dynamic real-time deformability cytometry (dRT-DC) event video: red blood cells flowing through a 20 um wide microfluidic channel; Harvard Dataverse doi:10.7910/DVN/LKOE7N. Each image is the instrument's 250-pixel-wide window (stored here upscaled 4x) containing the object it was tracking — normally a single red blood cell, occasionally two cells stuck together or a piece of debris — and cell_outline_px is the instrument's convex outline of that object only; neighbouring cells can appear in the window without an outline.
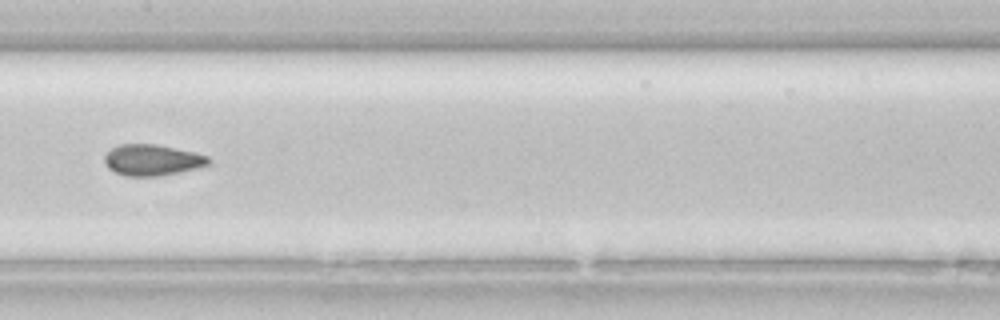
{"species": "common noctule bat (a hibernating species)", "species_latin": "Nyctalus noctula", "temperature_condition": "room temperature", "stored_images_in_passage": 18, "camera_frame_rate_fps": 3000, "um_per_image_px": 0.085, "animal": {"sex": "female", "body_mass_g": 22.7, "forearm_length_mm": 54.2}, "frame": {"image": 1, "passage_image": 11, "time_ms": 3.333, "image_size_px": [1000, 320], "cell_outline_px": [[208, 164], [200, 168], [160, 176], [124, 176], [108, 168], [104, 164], [104, 156], [112, 148], [120, 144], [156, 144], [196, 152], [208, 156]], "centroid_in_image_um": [12.93, 13.6], "position_along_channel_um": 194.5, "area_um2": 18.96}}